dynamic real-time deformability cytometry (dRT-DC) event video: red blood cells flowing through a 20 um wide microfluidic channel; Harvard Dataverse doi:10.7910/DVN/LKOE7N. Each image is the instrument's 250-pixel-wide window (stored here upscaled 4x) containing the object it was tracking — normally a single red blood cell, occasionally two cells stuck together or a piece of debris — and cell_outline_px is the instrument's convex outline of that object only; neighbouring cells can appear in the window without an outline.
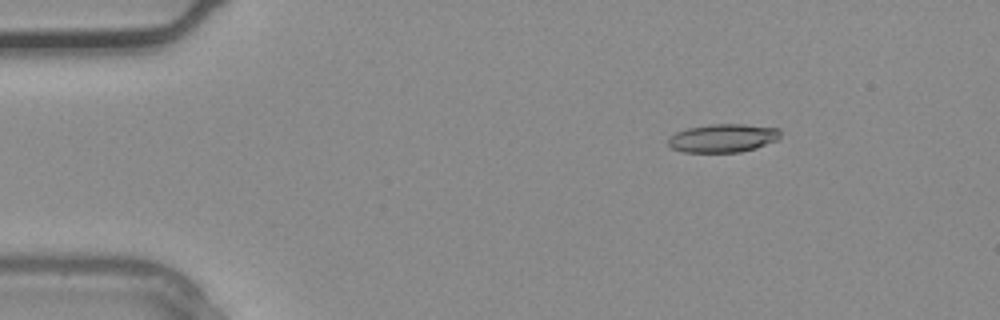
{"species": "common noctule bat (a hibernating species)", "species_latin": "Nyctalus noctula", "temperature_condition": "warm", "stored_images_in_passage": 36, "camera_frame_rate_fps": 3000, "um_per_image_px": 0.085, "animal": {"sex": "male", "body_mass_g": 20.4}, "frame": {"image": 1, "passage_image": 5, "time_ms": 1.333, "image_size_px": [1000, 320], "cell_outline_px": [[780, 136], [776, 140], [756, 148], [740, 152], [684, 152], [672, 148], [668, 144], [668, 140], [676, 132], [688, 128], [712, 124], [744, 124], [780, 128]], "centroid_in_image_um": [61.47, 11.73], "position_along_channel_um": 23.5, "area_um2": 18.44}}
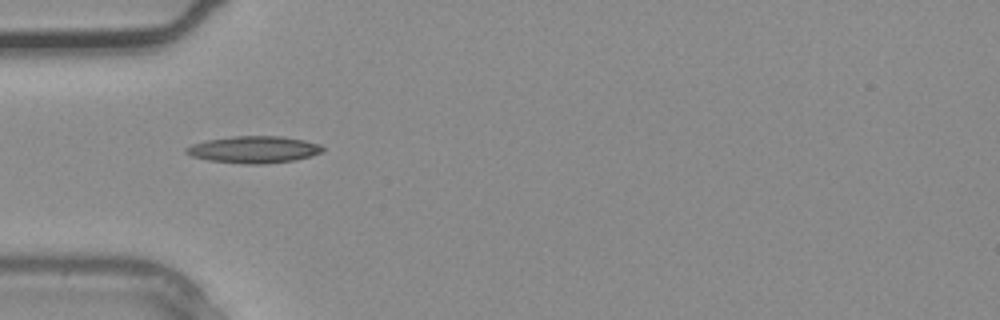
{"frame": {"image": 2, "passage_image": 11, "time_ms": 3.333, "image_size_px": [1000, 320], "cell_outline_px": [[324, 152], [312, 156], [296, 160], [264, 164], [244, 164], [208, 160], [192, 156], [184, 152], [184, 148], [192, 144], [208, 140], [232, 136], [280, 136], [304, 140], [320, 144], [324, 148]], "centroid_in_image_um": [21.6, 12.72], "position_along_channel_um": 63.4, "area_um2": 21.56}}
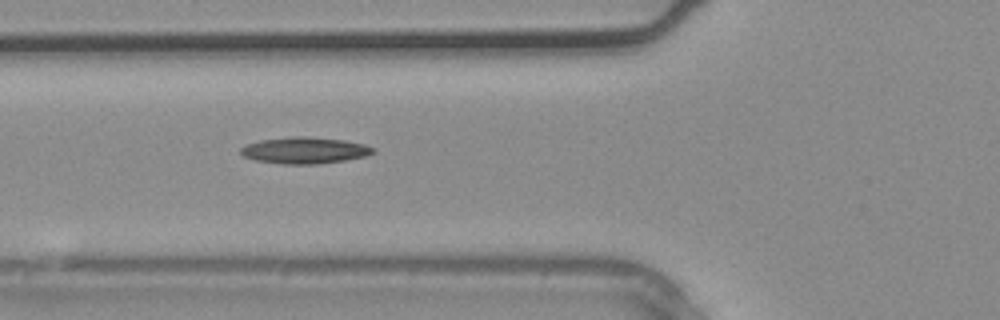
{"frame": {"image": 3, "passage_image": 13, "time_ms": 4.0, "image_size_px": [1000, 320], "cell_outline_px": [[376, 152], [368, 156], [344, 160], [316, 164], [284, 164], [256, 160], [244, 156], [240, 152], [240, 148], [248, 144], [260, 140], [292, 136], [304, 136], [344, 140], [364, 144], [376, 148]], "centroid_in_image_um": [25.94, 12.78], "position_along_channel_um": 99.9, "area_um2": 20.4}}